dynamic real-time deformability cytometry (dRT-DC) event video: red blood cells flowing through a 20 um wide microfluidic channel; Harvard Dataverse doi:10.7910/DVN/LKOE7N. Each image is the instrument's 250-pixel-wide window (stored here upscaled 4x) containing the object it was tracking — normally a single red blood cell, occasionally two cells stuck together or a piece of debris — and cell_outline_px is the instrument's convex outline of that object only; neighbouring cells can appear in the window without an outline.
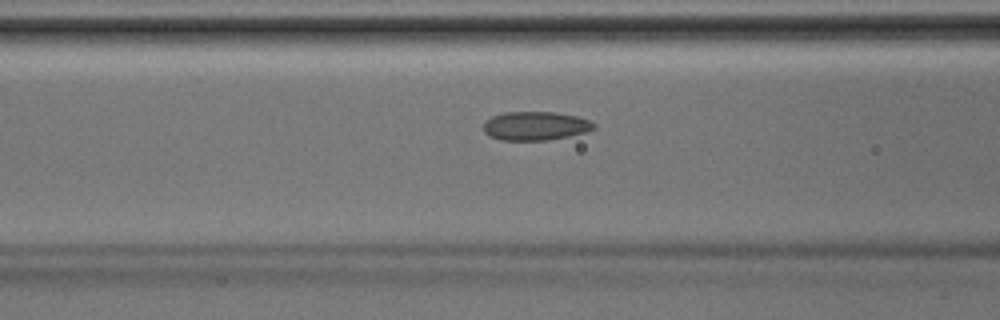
{"species": "Egyptian fruit bat (a non-hibernating species)", "species_latin": "Rousettus aegyptiacus", "temperature_condition": "room temperature", "stored_images_in_passage": 42, "camera_frame_rate_fps": 3000, "um_per_image_px": 0.085, "animal": {"sex": "male"}, "frame": {"image": 1, "passage_image": 17, "time_ms": 5.333, "image_size_px": [1000, 320], "cell_outline_px": [[596, 128], [584, 132], [568, 136], [548, 140], [500, 140], [488, 136], [484, 132], [484, 124], [492, 116], [504, 112], [556, 112], [576, 116], [588, 120], [596, 124]], "centroid_in_image_um": [45.5, 10.7], "position_along_channel_um": 121.1, "area_um2": 18.44}}
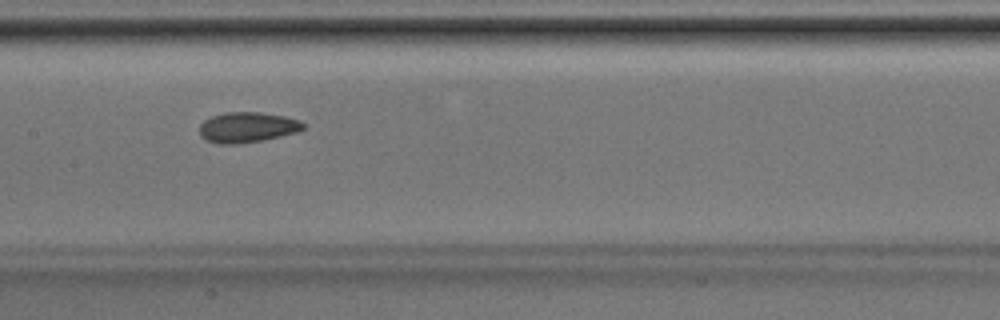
{"frame": {"image": 2, "passage_image": 21, "time_ms": 6.667, "image_size_px": [1000, 320], "cell_outline_px": [[308, 128], [296, 132], [280, 136], [260, 140], [236, 144], [220, 144], [204, 140], [200, 136], [200, 124], [204, 120], [212, 116], [224, 112], [260, 112], [284, 116], [300, 120], [308, 124]], "centroid_in_image_um": [21.04, 10.81], "position_along_channel_um": 186.4, "area_um2": 18.55}}
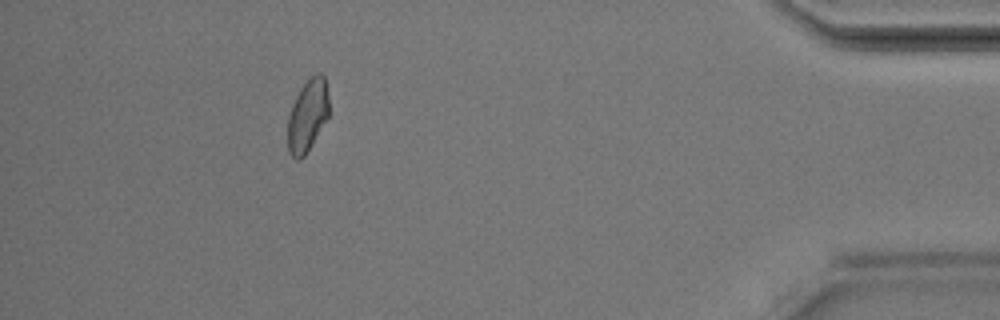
{"frame": {"image": 3, "passage_image": 38, "time_ms": 12.333, "image_size_px": [1000, 320], "cell_outline_px": [[328, 116], [304, 156], [300, 160], [296, 160], [288, 152], [288, 116], [292, 104], [300, 88], [316, 72], [320, 72], [324, 76], [328, 96]], "centroid_in_image_um": [26.12, 9.81], "position_along_channel_um": 409.1, "area_um2": 17.11}}